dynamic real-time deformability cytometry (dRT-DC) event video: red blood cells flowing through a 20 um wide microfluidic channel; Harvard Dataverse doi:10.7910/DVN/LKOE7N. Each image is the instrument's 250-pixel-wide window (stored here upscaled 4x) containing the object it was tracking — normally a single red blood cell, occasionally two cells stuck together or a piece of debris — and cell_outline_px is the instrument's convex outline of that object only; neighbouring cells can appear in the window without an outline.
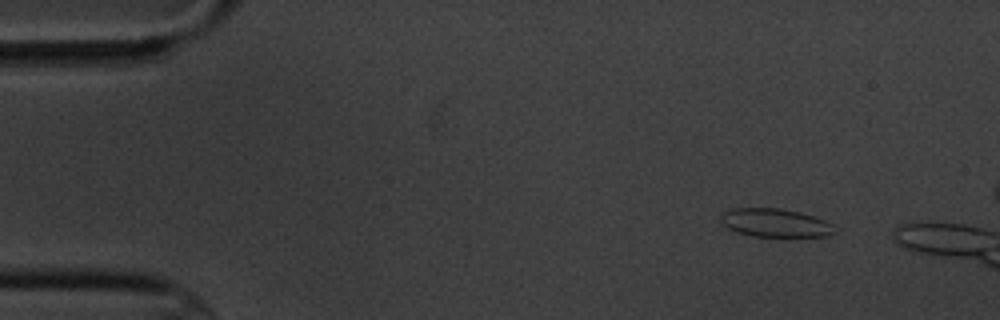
{"species": "common noctule bat (a hibernating species)", "species_latin": "Nyctalus noctula", "temperature_condition": "cold", "stored_images_in_passage": 17, "camera_frame_rate_fps": 3000, "um_per_image_px": 0.085, "animal": {"sex": "male", "body_mass_g": 20.1, "forearm_length_mm": 53.5}, "frame": {"image": 1, "passage_image": 6, "time_ms": 1.667, "image_size_px": [1000, 320], "cell_outline_px": [[836, 232], [828, 236], [752, 236], [736, 232], [728, 228], [720, 220], [720, 216], [724, 212], [732, 208], [780, 208], [800, 212], [824, 220], [832, 224]], "centroid_in_image_um": [65.88, 18.94], "position_along_channel_um": 19.1, "area_um2": 18.73}}